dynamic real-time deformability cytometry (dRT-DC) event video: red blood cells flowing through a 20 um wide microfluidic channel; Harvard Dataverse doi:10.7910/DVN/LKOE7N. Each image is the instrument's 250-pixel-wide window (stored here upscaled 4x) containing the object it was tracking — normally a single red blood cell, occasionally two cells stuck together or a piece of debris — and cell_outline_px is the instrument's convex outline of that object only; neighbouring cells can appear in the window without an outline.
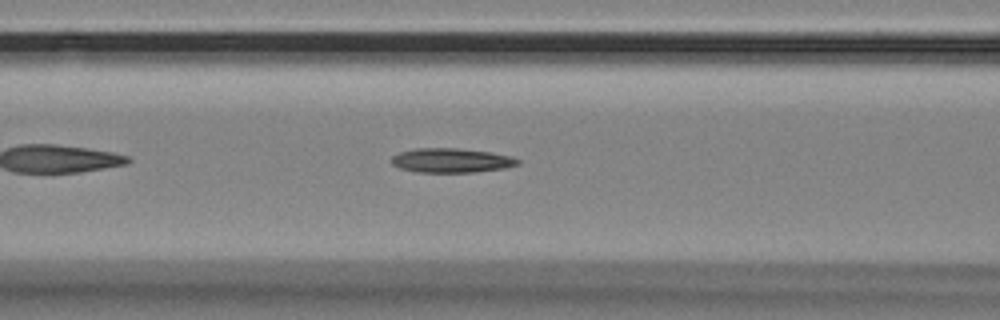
{"species": "Egyptian fruit bat (a non-hibernating species)", "species_latin": "Rousettus aegyptiacus", "temperature_condition": "room temperature", "stored_images_in_passage": 42, "camera_frame_rate_fps": 3000, "um_per_image_px": 0.085, "animal": {"sex": "female"}, "frame": {"image": 1, "passage_image": 9, "time_ms": 2.667, "image_size_px": [1000, 320], "cell_outline_px": [[520, 164], [504, 168], [472, 172], [416, 172], [400, 168], [392, 164], [392, 156], [400, 152], [416, 148], [456, 148], [492, 152], [512, 156], [520, 160]], "centroid_in_image_um": [38.38, 13.63], "position_along_channel_um": 128.2, "area_um2": 17.92}}
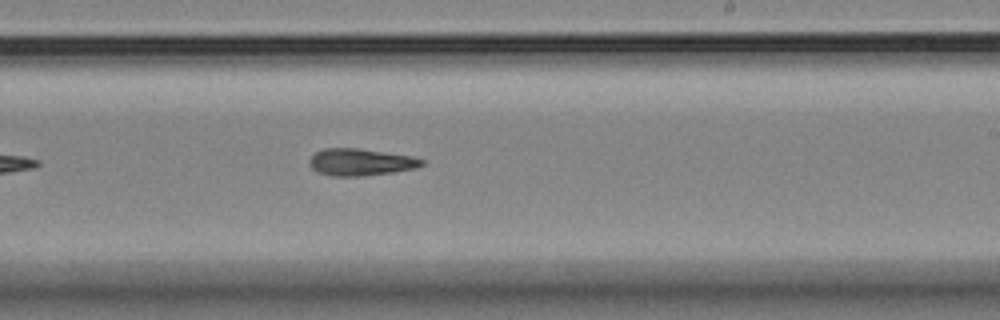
{"frame": {"image": 2, "passage_image": 20, "time_ms": 6.333, "image_size_px": [1000, 320], "cell_outline_px": [[424, 164], [416, 168], [392, 172], [360, 176], [332, 176], [316, 172], [308, 164], [308, 160], [316, 152], [324, 148], [356, 148], [412, 156], [424, 160]], "centroid_in_image_um": [30.61, 13.78], "position_along_channel_um": 258.4, "area_um2": 17.63}}
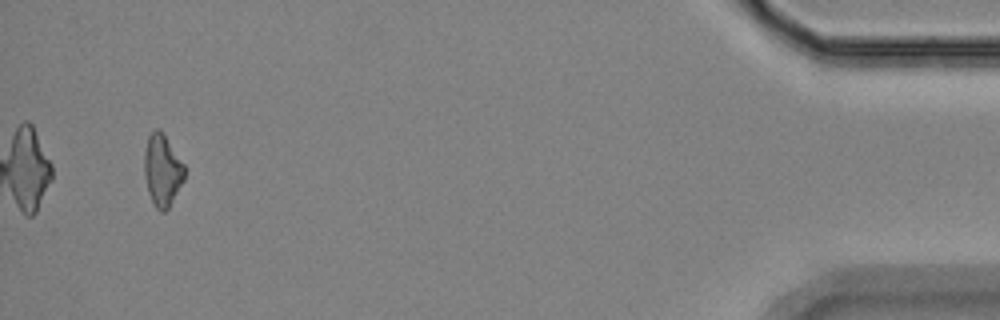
{"frame": {"image": 3, "passage_image": 40, "time_ms": 13.0, "image_size_px": [1000, 320], "cell_outline_px": [[184, 180], [168, 208], [164, 212], [160, 212], [156, 208], [148, 192], [144, 176], [144, 152], [148, 136], [156, 128], [160, 128], [184, 164]], "centroid_in_image_um": [13.78, 14.46], "position_along_channel_um": 421.4, "area_um2": 16.76}, "authors_computed_cell_mechanics": {"area_um2": 17.3978, "velocity_mm_per_s": 3.5498, "shape_relaxation_time_tau1_ms": null, "shape_relaxation_time_tau2_ms": 9.3388, "deformation_change_tau1": null, "deformation_change_tau2": 0.2434}}